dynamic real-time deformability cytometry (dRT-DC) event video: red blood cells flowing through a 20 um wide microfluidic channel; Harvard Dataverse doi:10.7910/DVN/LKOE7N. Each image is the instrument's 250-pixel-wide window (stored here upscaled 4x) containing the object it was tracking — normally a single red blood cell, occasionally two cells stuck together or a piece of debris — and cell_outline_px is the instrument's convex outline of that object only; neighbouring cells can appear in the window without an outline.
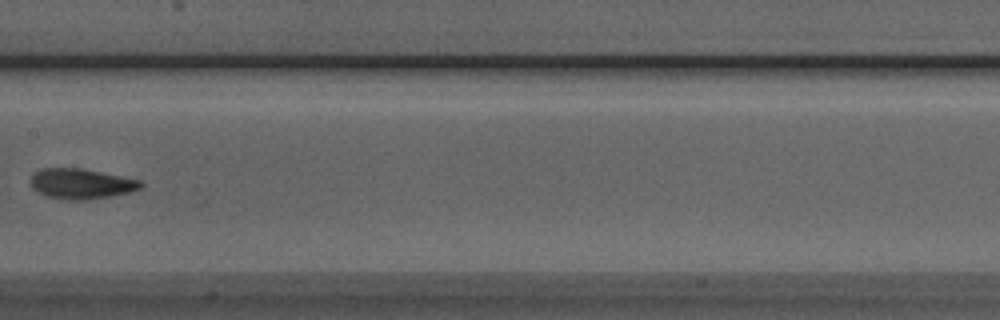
{"species": "Egyptian fruit bat (a non-hibernating species)", "species_latin": "Rousettus aegyptiacus", "temperature_condition": "room temperature", "stored_images_in_passage": 9, "camera_frame_rate_fps": 3000, "um_per_image_px": 0.085, "animal": {"sex": "male"}, "frame": {"image": 1, "passage_image": 8, "time_ms": 2.333, "image_size_px": [1000, 320], "cell_outline_px": [[144, 184], [140, 188], [128, 192], [112, 196], [88, 200], [60, 200], [44, 196], [36, 192], [32, 188], [32, 176], [40, 168], [80, 168], [140, 180]], "centroid_in_image_um": [6.86, 15.64], "position_along_channel_um": 200.5, "area_um2": 19.48}}
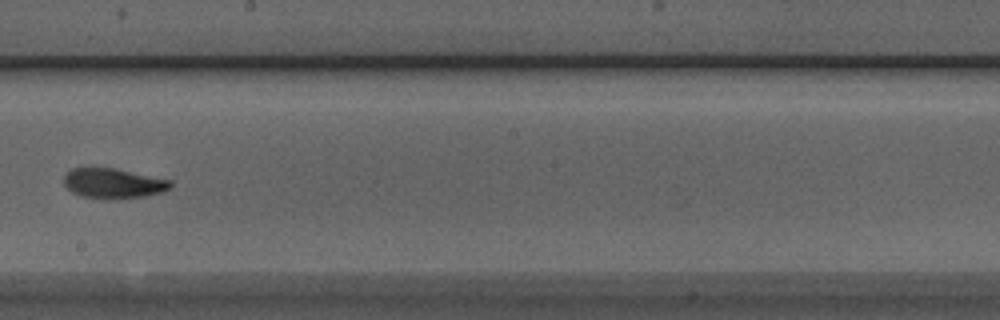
{"frame": {"image": 2, "passage_image": 9, "time_ms": 2.667, "image_size_px": [1000, 320], "cell_outline_px": [[172, 188], [160, 192], [144, 196], [80, 196], [72, 192], [64, 184], [64, 176], [72, 168], [112, 168], [172, 180]], "centroid_in_image_um": [9.64, 15.54], "position_along_channel_um": 238.6, "area_um2": 17.69}}